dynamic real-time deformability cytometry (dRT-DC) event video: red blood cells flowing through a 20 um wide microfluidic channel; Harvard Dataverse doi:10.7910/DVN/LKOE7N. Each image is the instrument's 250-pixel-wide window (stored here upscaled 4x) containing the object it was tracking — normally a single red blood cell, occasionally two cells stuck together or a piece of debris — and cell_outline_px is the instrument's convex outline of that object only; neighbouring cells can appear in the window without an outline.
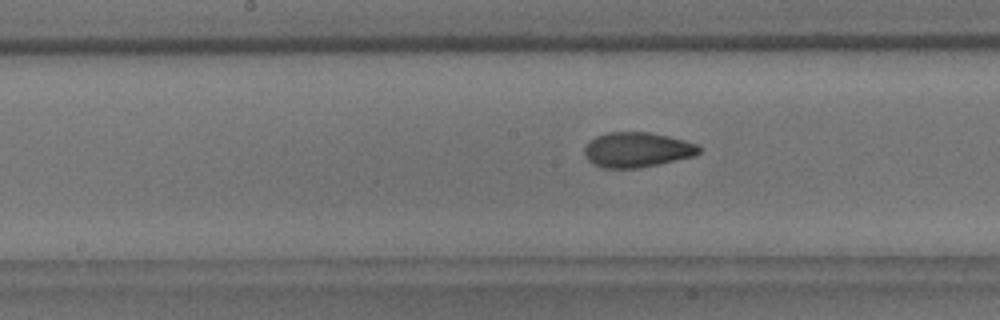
{"species": "common noctule bat (a hibernating species)", "species_latin": "Nyctalus noctula", "temperature_condition": "room temperature", "stored_images_in_passage": 7, "camera_frame_rate_fps": 3000, "um_per_image_px": 0.085, "animal": {"sex": "male", "body_mass_g": 18.8}, "frame": {"image": 1, "passage_image": 7, "time_ms": 8.0, "image_size_px": [1000, 320], "cell_outline_px": [[700, 152], [692, 156], [640, 168], [604, 168], [588, 160], [584, 152], [584, 148], [596, 136], [608, 132], [648, 132], [668, 136], [684, 140], [696, 144], [700, 148]], "centroid_in_image_um": [54.14, 12.72], "position_along_channel_um": 194.1, "area_um2": 23.0}}